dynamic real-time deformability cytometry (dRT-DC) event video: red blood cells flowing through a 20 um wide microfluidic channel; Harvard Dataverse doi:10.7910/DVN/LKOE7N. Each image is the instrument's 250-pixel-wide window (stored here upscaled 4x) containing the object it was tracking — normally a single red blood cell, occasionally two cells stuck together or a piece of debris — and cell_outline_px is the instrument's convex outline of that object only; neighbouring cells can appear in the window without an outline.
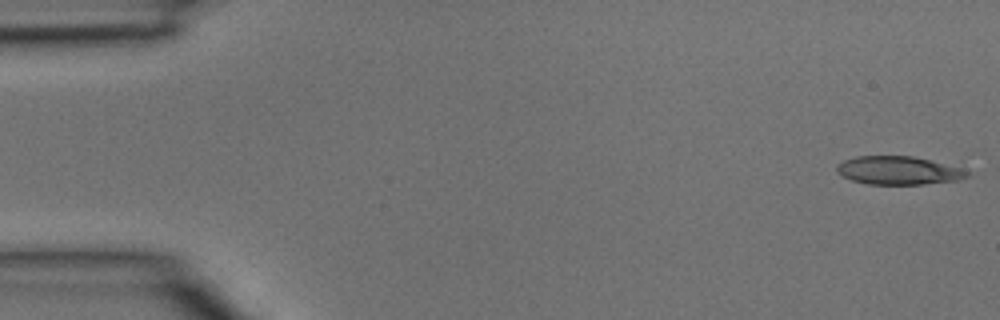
{"species": "common noctule bat (a hibernating species)", "species_latin": "Nyctalus noctula", "temperature_condition": "room temperature", "stored_images_in_passage": 8, "camera_frame_rate_fps": 3000, "um_per_image_px": 0.085, "animal": {"sex": "male", "body_mass_g": 15.6}, "frame": {"image": 1, "passage_image": 1, "time_ms": 0.0, "image_size_px": [1000, 320], "cell_outline_px": [[968, 176], [960, 180], [924, 184], [868, 184], [852, 180], [844, 176], [836, 168], [836, 164], [844, 160], [856, 156], [912, 156], [960, 168], [968, 172]], "centroid_in_image_um": [76.35, 14.49], "position_along_channel_um": 8.7, "area_um2": 21.15}}